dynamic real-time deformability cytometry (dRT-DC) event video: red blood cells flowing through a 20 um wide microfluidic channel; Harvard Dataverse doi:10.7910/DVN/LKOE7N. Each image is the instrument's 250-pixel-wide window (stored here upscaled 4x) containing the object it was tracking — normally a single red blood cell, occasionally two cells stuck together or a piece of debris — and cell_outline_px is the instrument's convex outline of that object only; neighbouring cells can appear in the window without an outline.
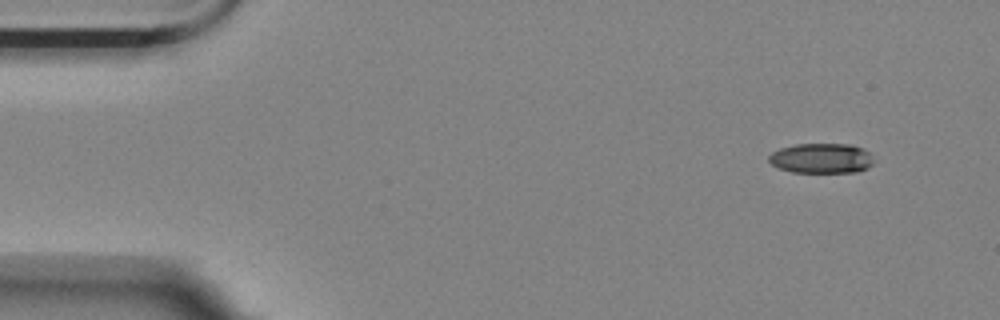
{"species": "Egyptian fruit bat (a non-hibernating species)", "species_latin": "Rousettus aegyptiacus", "temperature_condition": "room temperature", "stored_images_in_passage": 51, "camera_frame_rate_fps": 3000, "um_per_image_px": 0.085, "animal": {"sex": "female"}, "frame": {"image": 1, "passage_image": 1, "time_ms": 0.0, "image_size_px": [1000, 320], "cell_outline_px": [[872, 164], [868, 168], [856, 172], [792, 172], [780, 168], [772, 164], [768, 160], [768, 156], [772, 152], [780, 148], [796, 144], [852, 144], [864, 148], [868, 152], [872, 160]], "centroid_in_image_um": [69.82, 13.45], "position_along_channel_um": 15.2, "area_um2": 18.32}}
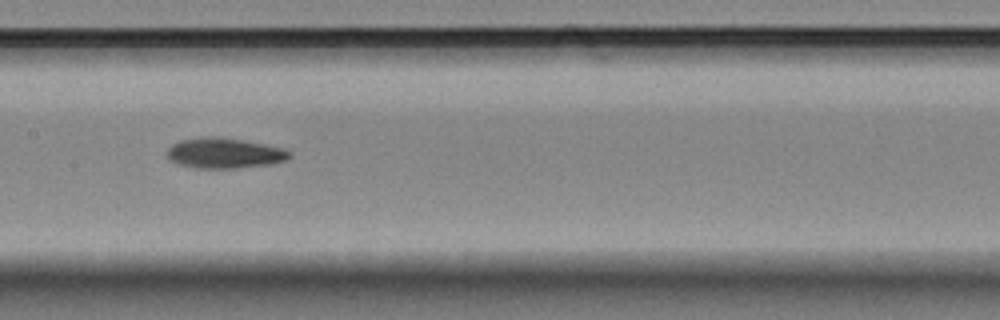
{"frame": {"image": 2, "passage_image": 24, "time_ms": 7.667, "image_size_px": [1000, 320], "cell_outline_px": [[292, 156], [284, 160], [272, 164], [240, 168], [196, 168], [176, 164], [168, 160], [168, 148], [172, 144], [180, 140], [204, 136], [212, 136], [240, 140], [264, 144], [284, 148], [292, 152]], "centroid_in_image_um": [19.06, 13.02], "position_along_channel_um": 188.3, "area_um2": 21.79}}
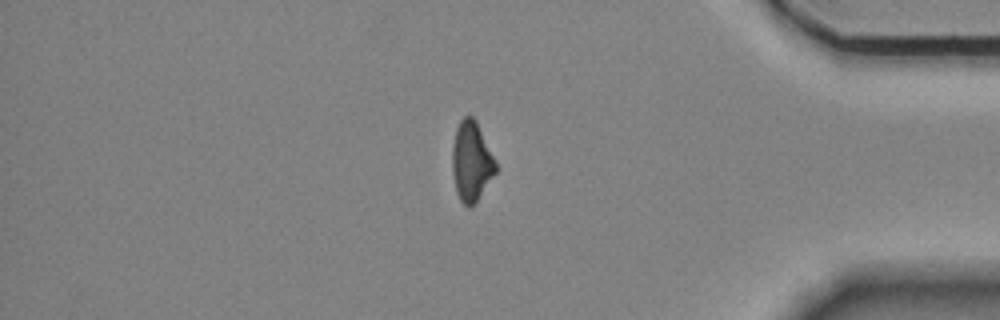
{"frame": {"image": 3, "passage_image": 44, "time_ms": 14.333, "image_size_px": [1000, 320], "cell_outline_px": [[496, 172], [476, 204], [468, 208], [460, 200], [456, 192], [452, 172], [452, 148], [456, 128], [460, 120], [464, 116], [472, 116], [476, 120], [496, 164]], "centroid_in_image_um": [40.05, 13.76], "position_along_channel_um": 395.2, "area_um2": 20.17}}